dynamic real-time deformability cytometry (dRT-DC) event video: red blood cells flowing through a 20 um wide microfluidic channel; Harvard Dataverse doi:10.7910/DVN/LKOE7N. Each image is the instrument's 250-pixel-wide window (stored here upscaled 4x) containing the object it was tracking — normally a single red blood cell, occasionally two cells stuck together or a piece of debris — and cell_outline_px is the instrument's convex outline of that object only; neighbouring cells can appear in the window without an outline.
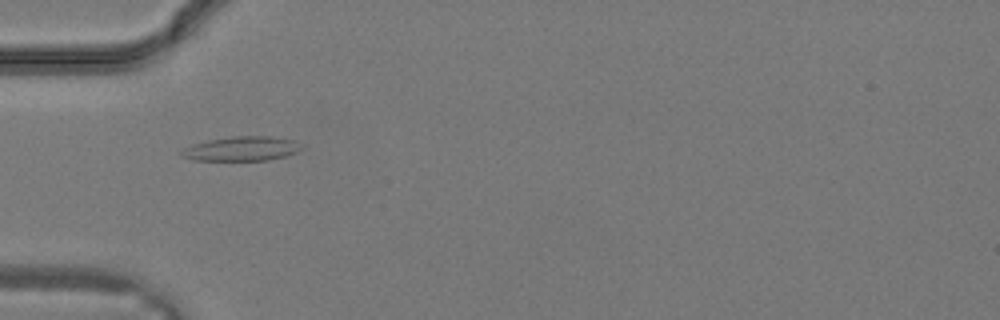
{"species": "common noctule bat (a hibernating species)", "species_latin": "Nyctalus noctula", "temperature_condition": "warm", "stored_images_in_passage": 22, "camera_frame_rate_fps": 3000, "um_per_image_px": 0.085, "animal": {"sex": "male", "body_mass_g": 19.2, "forearm_length_mm": 51.8}, "frame": {"image": 1, "passage_image": 1, "time_ms": 0.0, "image_size_px": [1000, 320], "cell_outline_px": [[304, 148], [296, 152], [284, 156], [268, 160], [192, 160], [180, 156], [180, 152], [184, 148], [192, 144], [208, 140], [232, 136], [272, 136], [296, 140], [304, 144]], "centroid_in_image_um": [20.57, 12.63], "position_along_channel_um": 64.4, "area_um2": 17.28}}
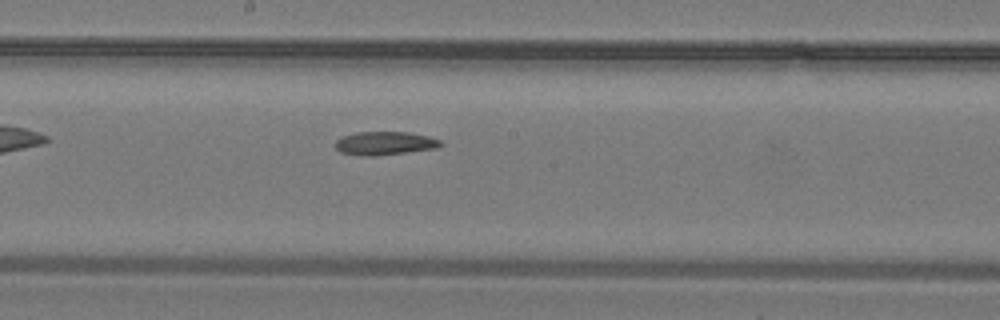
{"frame": {"image": 2, "passage_image": 8, "time_ms": 2.333, "image_size_px": [1000, 320], "cell_outline_px": [[444, 144], [440, 148], [376, 156], [360, 156], [340, 152], [336, 148], [336, 140], [340, 136], [356, 132], [408, 132], [428, 136], [440, 140]], "centroid_in_image_um": [32.72, 12.18], "position_along_channel_um": 215.5, "area_um2": 14.62}}
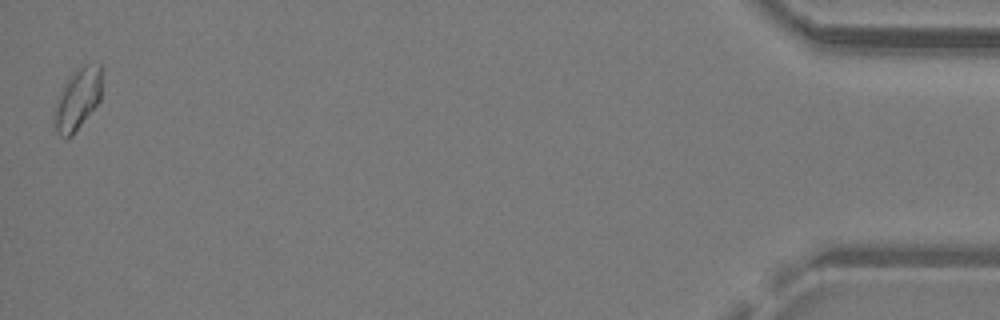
{"frame": {"image": 3, "passage_image": 22, "time_ms": 7.0, "image_size_px": [1000, 320], "cell_outline_px": [[104, 72], [100, 100], [72, 136], [64, 140], [56, 132], [56, 108], [60, 92], [64, 84], [72, 72], [76, 68], [84, 64], [100, 64]], "centroid_in_image_um": [6.66, 8.37], "position_along_channel_um": 428.5, "area_um2": 17.05}}